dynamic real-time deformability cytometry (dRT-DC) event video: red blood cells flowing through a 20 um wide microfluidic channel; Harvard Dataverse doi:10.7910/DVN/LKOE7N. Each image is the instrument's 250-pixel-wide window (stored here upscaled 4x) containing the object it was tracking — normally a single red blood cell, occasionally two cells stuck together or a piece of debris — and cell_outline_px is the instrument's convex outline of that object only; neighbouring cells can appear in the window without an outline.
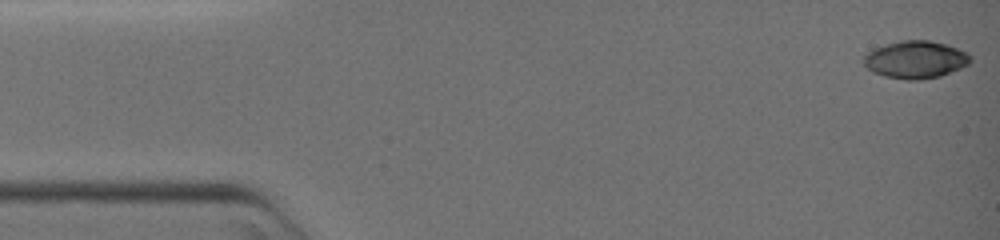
{"species": "common noctule bat (a hibernating species)", "species_latin": "Nyctalus noctula", "temperature_condition": "warm", "stored_images_in_passage": 30, "camera_frame_rate_fps": 3000, "um_per_image_px": 0.085, "animal": {"sex": "female", "body_mass_g": 19.0, "forearm_length_mm": 51.5}, "frame": {"image": 1, "passage_image": 1, "time_ms": 0.0, "image_size_px": [1000, 240], "cell_outline_px": [[972, 60], [968, 64], [960, 68], [940, 76], [920, 80], [904, 80], [884, 76], [872, 72], [864, 64], [864, 56], [868, 52], [876, 48], [888, 44], [904, 40], [928, 40], [944, 44], [968, 52], [972, 56]], "centroid_in_image_um": [77.84, 5.08], "position_along_channel_um": 7.2, "area_um2": 23.18}}
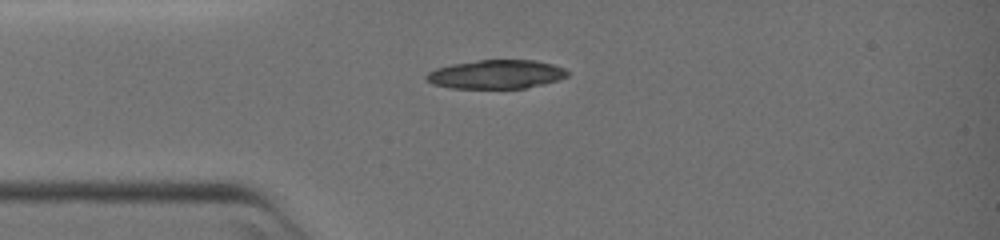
{"frame": {"image": 2, "passage_image": 18, "time_ms": 5.667, "image_size_px": [1000, 240], "cell_outline_px": [[568, 76], [544, 84], [524, 88], [452, 88], [432, 84], [424, 80], [424, 76], [428, 72], [436, 68], [452, 64], [480, 60], [536, 60], [552, 64], [564, 68], [568, 72]], "centroid_in_image_um": [42.14, 6.32], "position_along_channel_um": 42.9, "area_um2": 23.7}}
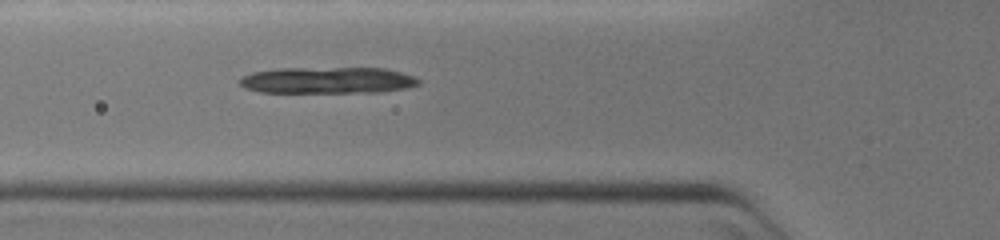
{"frame": {"image": 3, "passage_image": 26, "time_ms": 8.333, "image_size_px": [1000, 240], "cell_outline_px": [[420, 84], [408, 88], [380, 92], [260, 92], [244, 88], [240, 84], [240, 76], [252, 72], [276, 68], [384, 68], [400, 72], [412, 76], [420, 80]], "centroid_in_image_um": [27.82, 6.82], "position_along_channel_um": 98.0, "area_um2": 27.69}}